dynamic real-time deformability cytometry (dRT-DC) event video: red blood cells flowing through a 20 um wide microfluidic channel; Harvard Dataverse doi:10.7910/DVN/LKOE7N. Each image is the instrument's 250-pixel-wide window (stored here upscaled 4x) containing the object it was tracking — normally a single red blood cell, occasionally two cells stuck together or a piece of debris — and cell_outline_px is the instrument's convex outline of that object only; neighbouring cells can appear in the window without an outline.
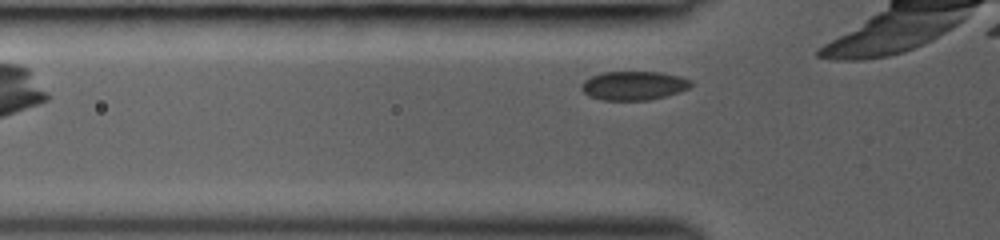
{"species": "common noctule bat (a hibernating species)", "species_latin": "Nyctalus noctula", "temperature_condition": "room temperature", "stored_images_in_passage": 28, "camera_frame_rate_fps": 3000, "um_per_image_px": 0.085, "animal": {"sex": "female", "body_mass_g": 19.0, "forearm_length_mm": 53.3}, "frame": {"image": 1, "passage_image": 5, "time_ms": 1.333, "image_size_px": [1000, 240], "cell_outline_px": [[692, 84], [688, 88], [680, 92], [648, 100], [600, 100], [588, 96], [580, 88], [580, 84], [584, 80], [600, 72], [660, 72], [680, 76], [692, 80]], "centroid_in_image_um": [53.84, 7.27], "position_along_channel_um": 72.0, "area_um2": 18.55}}
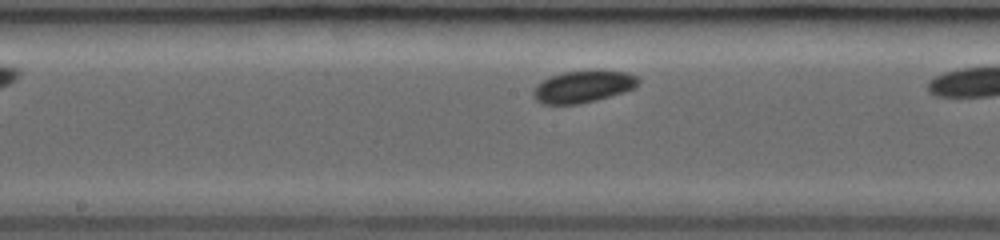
{"frame": {"image": 2, "passage_image": 14, "time_ms": 4.333, "image_size_px": [1000, 240], "cell_outline_px": [[640, 84], [636, 88], [624, 92], [596, 100], [580, 104], [544, 104], [536, 100], [532, 96], [532, 92], [536, 84], [548, 76], [564, 72], [596, 68], [600, 68], [628, 72], [636, 76], [640, 80]], "centroid_in_image_um": [49.6, 7.32], "position_along_channel_um": 198.6, "area_um2": 20.4}}
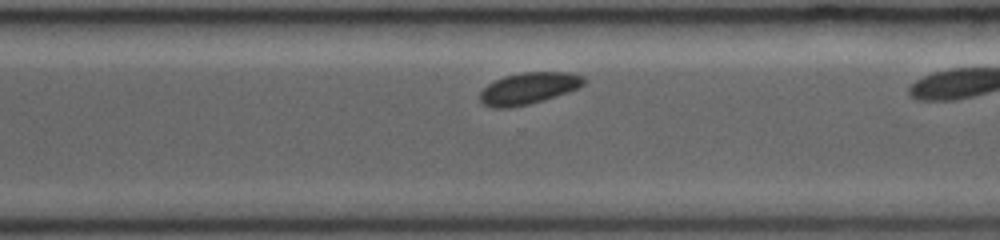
{"frame": {"image": 3, "passage_image": 23, "time_ms": 7.333, "image_size_px": [1000, 240], "cell_outline_px": [[588, 80], [584, 84], [576, 88], [544, 100], [528, 104], [508, 108], [492, 108], [484, 104], [480, 100], [480, 92], [488, 84], [504, 76], [524, 72], [568, 72], [584, 76]], "centroid_in_image_um": [44.93, 7.5], "position_along_channel_um": 325.7, "area_um2": 19.02}}